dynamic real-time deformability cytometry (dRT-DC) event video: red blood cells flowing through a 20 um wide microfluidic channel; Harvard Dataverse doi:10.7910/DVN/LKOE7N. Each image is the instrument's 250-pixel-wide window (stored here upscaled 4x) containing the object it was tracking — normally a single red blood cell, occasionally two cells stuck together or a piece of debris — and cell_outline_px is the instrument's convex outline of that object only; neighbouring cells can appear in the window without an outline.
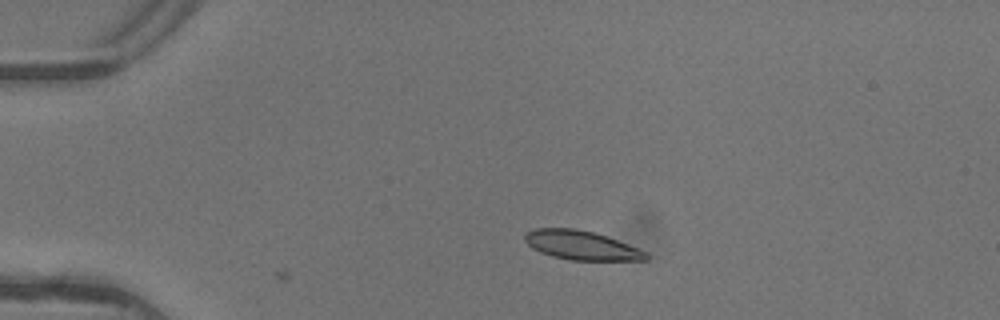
{"species": "common noctule bat (a hibernating species)", "species_latin": "Nyctalus noctula", "temperature_condition": "warm", "stored_images_in_passage": 4, "camera_frame_rate_fps": 3000, "um_per_image_px": 0.085, "animal": {"sex": "female"}, "frame": {"image": 1, "passage_image": 2, "time_ms": 0.333, "image_size_px": [1000, 320], "cell_outline_px": [[648, 260], [572, 260], [552, 256], [540, 252], [532, 248], [524, 240], [524, 236], [528, 232], [536, 228], [572, 228], [596, 232], [648, 252]], "centroid_in_image_um": [49.42, 20.85], "position_along_channel_um": 35.6, "area_um2": 20.46}}
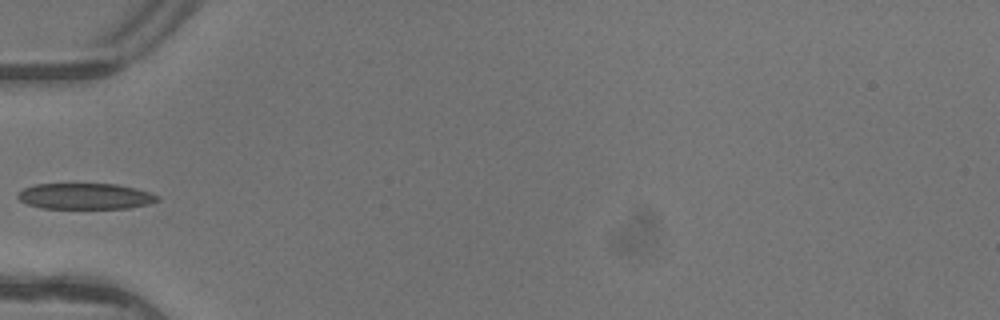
{"frame": {"image": 2, "passage_image": 4, "time_ms": 1.0, "image_size_px": [1000, 320], "cell_outline_px": [[160, 200], [148, 204], [128, 208], [40, 208], [28, 204], [20, 200], [16, 196], [24, 188], [36, 184], [116, 184], [136, 188], [152, 192], [160, 196]], "centroid_in_image_um": [7.29, 16.68], "position_along_channel_um": 77.7, "area_um2": 21.15}}